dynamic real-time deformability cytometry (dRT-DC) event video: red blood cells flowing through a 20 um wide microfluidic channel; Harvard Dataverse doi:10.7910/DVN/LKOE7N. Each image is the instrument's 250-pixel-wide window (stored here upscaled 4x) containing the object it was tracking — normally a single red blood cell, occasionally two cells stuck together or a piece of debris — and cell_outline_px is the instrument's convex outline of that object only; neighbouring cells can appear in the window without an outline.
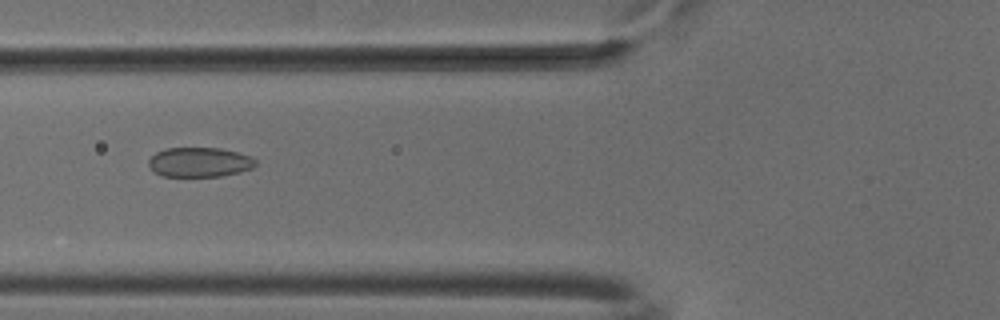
{"species": "common noctule bat (a hibernating species)", "species_latin": "Nyctalus noctula", "temperature_condition": "cold", "stored_images_in_passage": 44, "camera_frame_rate_fps": 3000, "um_per_image_px": 0.085, "animal": {"sex": "male", "body_mass_g": 18.8}, "frame": {"image": 1, "passage_image": 12, "time_ms": 3.667, "image_size_px": [1000, 320], "cell_outline_px": [[256, 164], [252, 168], [240, 172], [220, 176], [164, 176], [156, 172], [148, 164], [148, 160], [156, 152], [164, 148], [220, 148], [252, 156], [256, 160]], "centroid_in_image_um": [16.98, 13.78], "position_along_channel_um": 108.8, "area_um2": 18.38}}
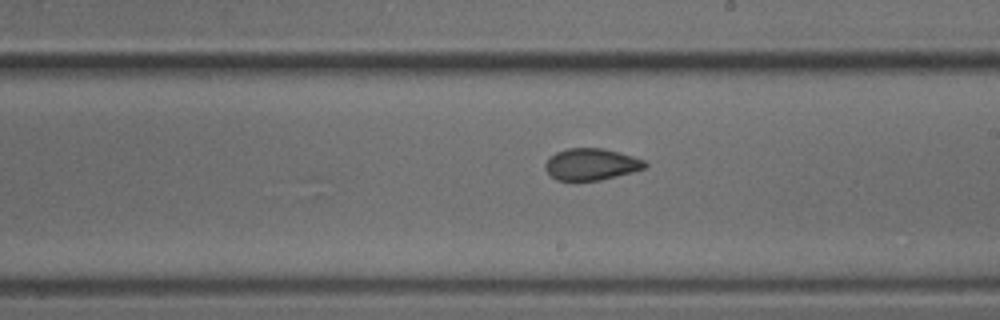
{"frame": {"image": 2, "passage_image": 22, "time_ms": 7.0, "image_size_px": [1000, 320], "cell_outline_px": [[648, 164], [644, 168], [632, 172], [600, 180], [556, 180], [544, 168], [544, 164], [556, 152], [568, 148], [604, 148], [632, 156], [644, 160]], "centroid_in_image_um": [50.25, 13.96], "position_along_channel_um": 238.7, "area_um2": 18.21}}
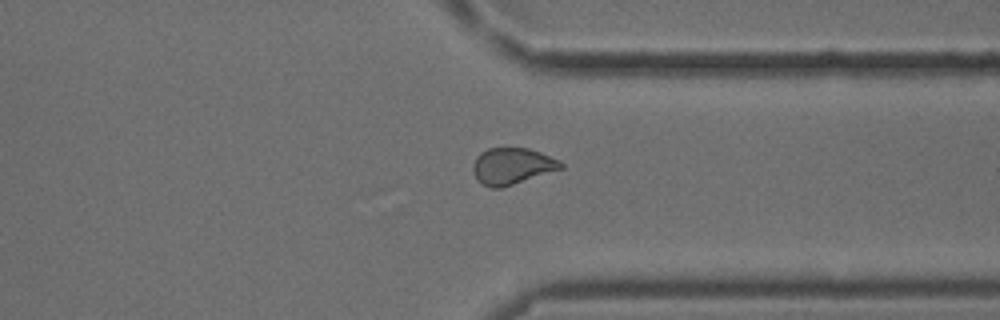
{"frame": {"image": 3, "passage_image": 32, "time_ms": 10.333, "image_size_px": [1000, 320], "cell_outline_px": [[564, 168], [500, 188], [492, 188], [476, 180], [472, 168], [476, 156], [480, 152], [488, 148], [528, 148], [540, 152], [560, 160], [564, 164]], "centroid_in_image_um": [43.53, 14.11], "position_along_channel_um": 367.9, "area_um2": 18.67}, "authors_computed_cell_mechanics": {"area_um2": 18.7272, "velocity_mm_per_s": 3.8827, "shape_relaxation_time_tau1_ms": null, "shape_relaxation_time_tau2_ms": 1.1623, "deformation_change_tau1": null, "deformation_change_tau2": 0.051}}